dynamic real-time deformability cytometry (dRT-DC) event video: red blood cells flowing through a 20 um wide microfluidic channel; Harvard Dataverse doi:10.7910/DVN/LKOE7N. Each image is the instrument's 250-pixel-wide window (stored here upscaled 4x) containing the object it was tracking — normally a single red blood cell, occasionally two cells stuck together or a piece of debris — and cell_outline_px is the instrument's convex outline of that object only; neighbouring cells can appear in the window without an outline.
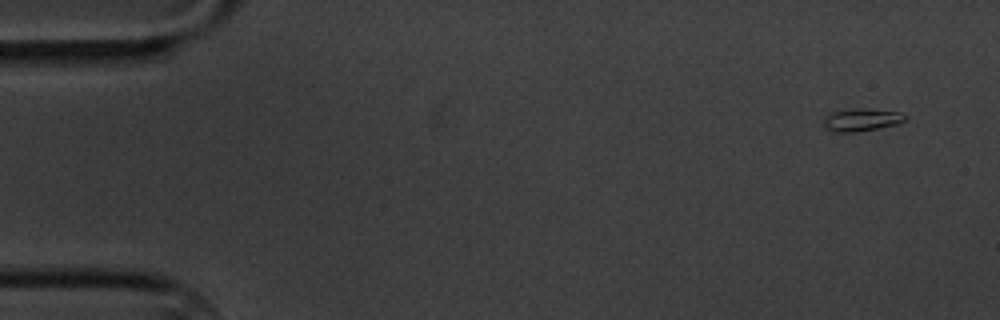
{"species": "common noctule bat (a hibernating species)", "species_latin": "Nyctalus noctula", "temperature_condition": "cold", "stored_images_in_passage": 5, "camera_frame_rate_fps": 3000, "um_per_image_px": 0.085, "animal": {"sex": "male", "body_mass_g": 20.1, "forearm_length_mm": 53.5}, "frame": {"image": 1, "passage_image": 1, "time_ms": 0.0, "image_size_px": [1000, 320], "cell_outline_px": [[908, 116], [904, 120], [896, 124], [856, 132], [836, 132], [824, 128], [820, 120], [824, 116], [832, 112], [856, 108], [860, 108], [904, 112]], "centroid_in_image_um": [73.18, 10.17], "position_along_channel_um": 11.8, "area_um2": 10.92}}
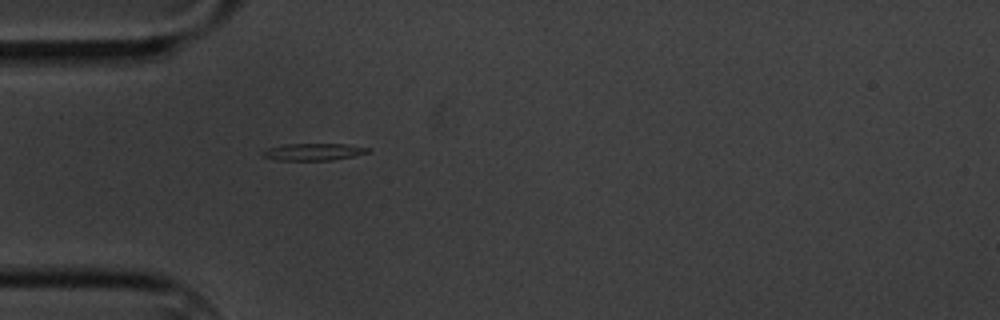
{"frame": {"image": 2, "passage_image": 5, "time_ms": 4.667, "image_size_px": [1000, 320], "cell_outline_px": [[372, 152], [332, 160], [276, 160], [264, 156], [260, 152], [268, 148], [284, 144], [344, 144], [372, 148]], "centroid_in_image_um": [26.68, 12.9], "position_along_channel_um": 58.3, "area_um2": 10.46}}